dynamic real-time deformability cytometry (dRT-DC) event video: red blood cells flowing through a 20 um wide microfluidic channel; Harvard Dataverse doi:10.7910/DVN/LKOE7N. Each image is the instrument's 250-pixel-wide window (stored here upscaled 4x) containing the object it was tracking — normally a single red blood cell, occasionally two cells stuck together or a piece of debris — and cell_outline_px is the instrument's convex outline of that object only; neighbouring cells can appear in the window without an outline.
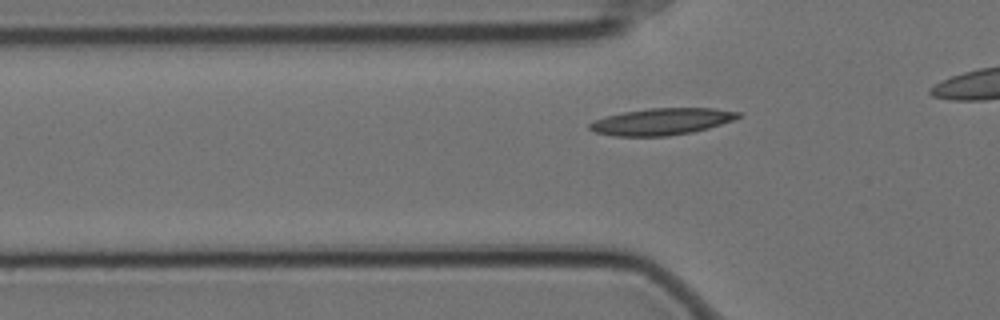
{"species": "Egyptian fruit bat (a non-hibernating species)", "species_latin": "Rousettus aegyptiacus", "temperature_condition": "cold", "stored_images_in_passage": 40, "camera_frame_rate_fps": 3000, "um_per_image_px": 0.085, "animal": {"sex": "female"}, "frame": {"image": 1, "passage_image": 12, "time_ms": 3.667, "image_size_px": [1000, 320], "cell_outline_px": [[744, 116], [708, 128], [692, 132], [668, 136], [612, 136], [596, 132], [588, 128], [588, 124], [592, 120], [604, 116], [624, 112], [648, 108], [712, 108], [740, 112]], "centroid_in_image_um": [56.21, 10.33], "position_along_channel_um": 69.6, "area_um2": 23.24}}
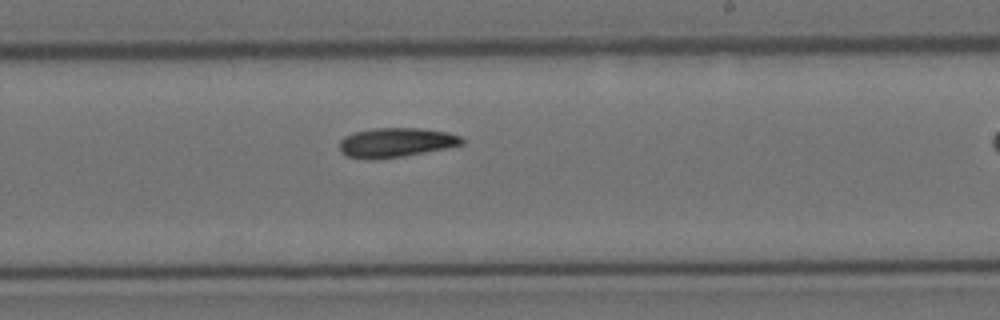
{"frame": {"image": 2, "passage_image": 28, "time_ms": 9.0, "image_size_px": [1000, 320], "cell_outline_px": [[464, 144], [424, 152], [376, 160], [372, 160], [348, 156], [340, 152], [340, 140], [344, 136], [352, 132], [376, 128], [420, 128], [444, 132], [460, 136], [464, 140]], "centroid_in_image_um": [33.6, 12.11], "position_along_channel_um": 255.4, "area_um2": 20.81}}
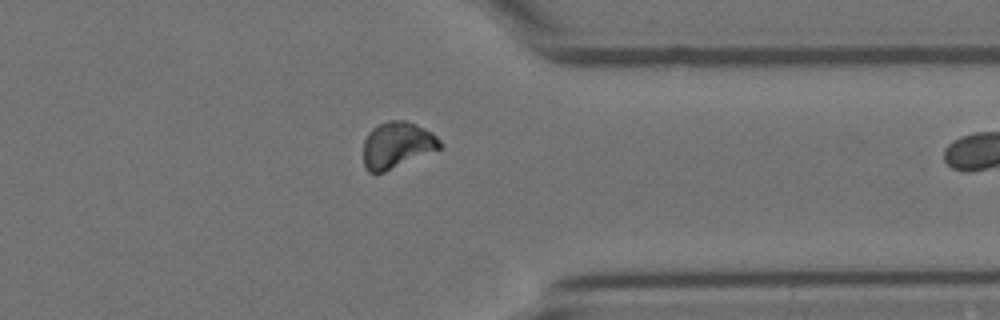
{"frame": {"image": 3, "passage_image": 39, "time_ms": 12.667, "image_size_px": [1000, 320], "cell_outline_px": [[440, 148], [384, 172], [368, 172], [364, 168], [364, 140], [368, 132], [372, 128], [388, 120], [404, 120], [416, 124], [432, 132], [440, 140]], "centroid_in_image_um": [33.71, 12.31], "position_along_channel_um": 377.7, "area_um2": 20.4}}